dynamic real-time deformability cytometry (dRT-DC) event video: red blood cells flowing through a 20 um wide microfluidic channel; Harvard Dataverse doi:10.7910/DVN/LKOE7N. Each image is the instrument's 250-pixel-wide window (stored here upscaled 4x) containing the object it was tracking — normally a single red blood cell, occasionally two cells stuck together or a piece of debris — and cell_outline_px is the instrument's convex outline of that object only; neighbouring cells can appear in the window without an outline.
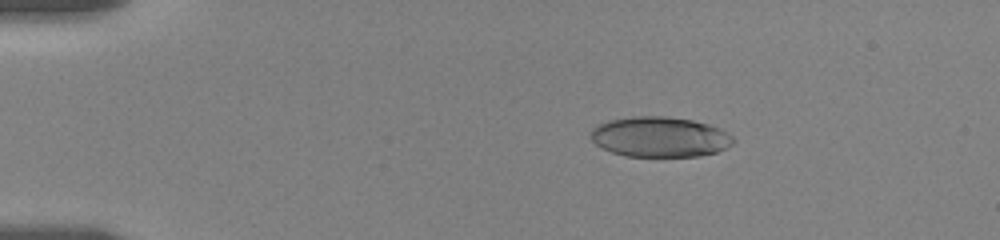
{"species": "human", "species_latin": "Homo sapiens", "temperature_condition": "room temperature", "stored_images_in_passage": 50, "camera_frame_rate_fps": 3000, "um_per_image_px": 0.085, "donor": {"sex": "female"}, "frame": {"image": 1, "passage_image": 3, "time_ms": 0.667, "image_size_px": [1000, 240], "cell_outline_px": [[736, 140], [732, 144], [716, 152], [700, 156], [624, 156], [612, 152], [596, 144], [592, 140], [592, 128], [608, 120], [632, 116], [668, 116], [692, 120], [708, 124], [720, 128], [732, 136]], "centroid_in_image_um": [56.1, 11.63], "position_along_channel_um": 28.9, "area_um2": 33.35}}
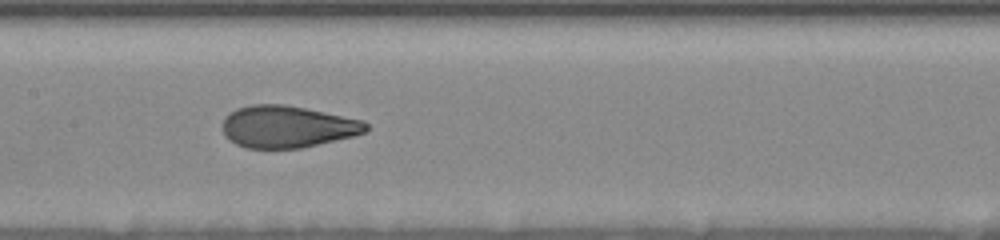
{"frame": {"image": 2, "passage_image": 22, "time_ms": 7.0, "image_size_px": [1000, 240], "cell_outline_px": [[368, 128], [364, 132], [352, 136], [300, 148], [248, 148], [236, 144], [228, 140], [224, 136], [224, 120], [236, 108], [252, 104], [284, 104], [364, 120], [368, 124]], "centroid_in_image_um": [24.42, 10.76], "position_along_channel_um": 183.0, "area_um2": 34.74}}
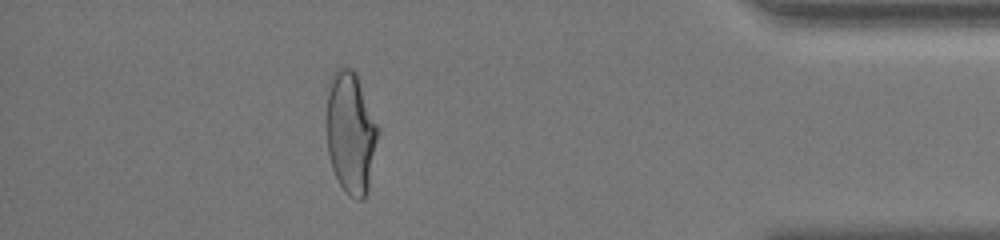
{"frame": {"image": 3, "passage_image": 44, "time_ms": 14.333, "image_size_px": [1000, 240], "cell_outline_px": [[380, 132], [368, 188], [364, 200], [356, 200], [340, 184], [332, 168], [328, 152], [328, 92], [332, 72], [336, 68], [352, 68], [356, 72], [380, 128]], "centroid_in_image_um": [29.85, 11.26], "position_along_channel_um": 405.3, "area_um2": 36.41}, "authors_computed_cell_mechanics": {"area_um2": 35.4025, "velocity_mm_per_s": 3.5315, "shape_relaxation_time_tau1_ms": 4.3413, "shape_relaxation_time_tau2_ms": 0.9403, "deformation_change_tau1": 0.1691, "deformation_change_tau2": 0.0669}}